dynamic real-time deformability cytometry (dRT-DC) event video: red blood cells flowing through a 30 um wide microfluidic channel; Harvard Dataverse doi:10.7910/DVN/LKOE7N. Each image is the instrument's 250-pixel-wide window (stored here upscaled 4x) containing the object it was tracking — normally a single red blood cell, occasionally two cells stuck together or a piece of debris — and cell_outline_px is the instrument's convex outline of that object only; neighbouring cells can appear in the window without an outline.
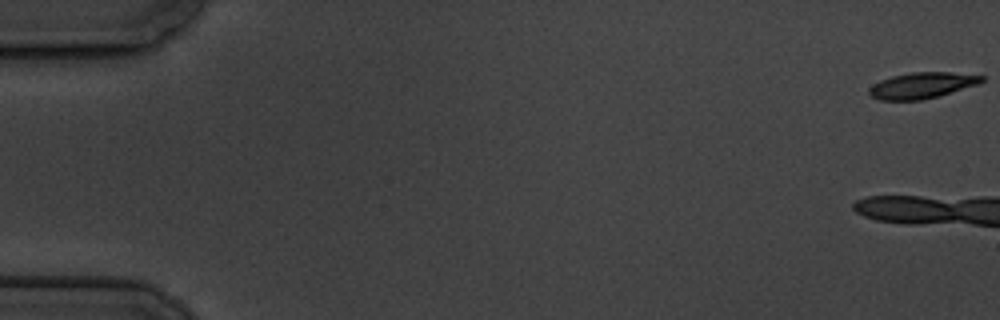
{"species": "common noctule bat (a hibernating species)", "species_latin": "Nyctalus noctula", "temperature_condition": "cold", "stored_images_in_passage": 9, "camera_frame_rate_fps": 3000, "um_per_image_px": 0.085, "animal": {"sex": "male", "body_mass_g": 19.5, "forearm_length_mm": 54.6}, "frame": {"image": 1, "passage_image": 1, "time_ms": 0.0, "image_size_px": [1000, 320], "cell_outline_px": [[984, 80], [980, 84], [940, 96], [920, 100], [880, 100], [872, 96], [868, 92], [868, 88], [872, 84], [880, 80], [892, 76], [912, 72], [948, 72], [984, 76]], "centroid_in_image_um": [78.37, 7.26], "position_along_channel_um": 6.6, "area_um2": 17.17}}